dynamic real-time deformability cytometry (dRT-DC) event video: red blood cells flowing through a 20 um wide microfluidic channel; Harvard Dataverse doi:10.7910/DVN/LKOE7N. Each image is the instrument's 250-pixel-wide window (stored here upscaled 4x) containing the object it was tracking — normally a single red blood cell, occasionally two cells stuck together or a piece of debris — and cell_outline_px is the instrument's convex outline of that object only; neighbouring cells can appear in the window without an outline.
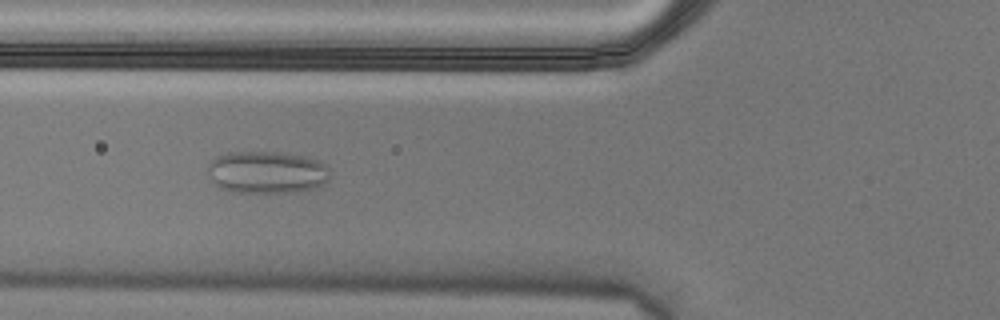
{"species": "Egyptian fruit bat (a non-hibernating species)", "species_latin": "Rousettus aegyptiacus", "temperature_condition": "cold", "stored_images_in_passage": 48, "camera_frame_rate_fps": 3000, "um_per_image_px": 0.085, "animal": {"sex": "male"}, "frame": {"image": 1, "passage_image": 14, "time_ms": 4.333, "image_size_px": [1000, 320], "cell_outline_px": [[328, 180], [316, 188], [296, 192], [236, 192], [220, 188], [212, 180], [208, 172], [208, 164], [216, 156], [228, 152], [284, 152], [304, 156], [320, 160], [328, 164]], "centroid_in_image_um": [22.71, 14.63], "position_along_channel_um": 103.1, "area_um2": 30.35}}
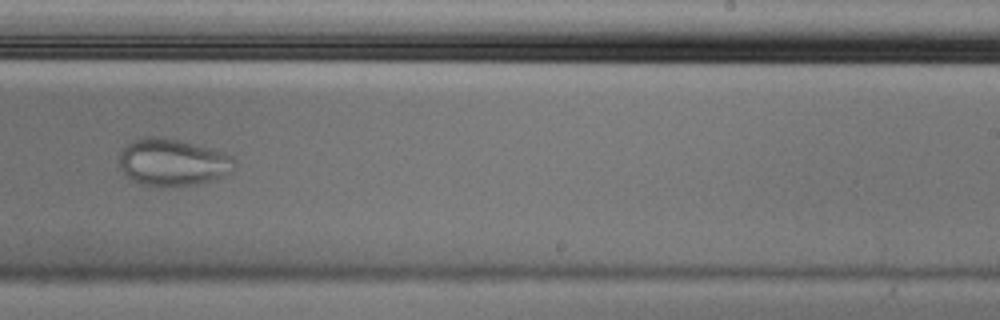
{"frame": {"image": 2, "passage_image": 28, "time_ms": 9.0, "image_size_px": [1000, 320], "cell_outline_px": [[236, 164], [232, 172], [196, 184], [140, 184], [132, 180], [120, 168], [120, 152], [128, 144], [136, 140], [148, 136], [164, 136], [180, 140], [224, 152], [232, 156], [236, 160]], "centroid_in_image_um": [14.7, 13.75], "position_along_channel_um": 274.3, "area_um2": 30.92}}